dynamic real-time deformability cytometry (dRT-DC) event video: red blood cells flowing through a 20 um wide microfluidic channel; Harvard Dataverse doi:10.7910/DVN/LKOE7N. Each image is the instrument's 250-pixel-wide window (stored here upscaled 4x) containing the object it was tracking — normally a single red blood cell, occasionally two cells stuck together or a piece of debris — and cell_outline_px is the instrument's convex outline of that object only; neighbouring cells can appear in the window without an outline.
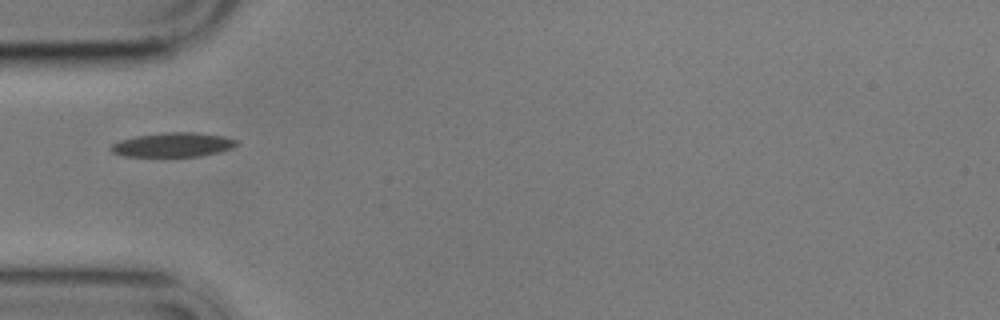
{"species": "common noctule bat (a hibernating species)", "species_latin": "Nyctalus noctula", "temperature_condition": "cold", "stored_images_in_passage": 1, "camera_frame_rate_fps": 3000, "um_per_image_px": 0.085, "animal": {"sex": "male", "body_mass_g": 17.9}, "frame": {"image": 1, "passage_image": 1, "time_ms": 0.0, "image_size_px": [1000, 320], "cell_outline_px": [[240, 144], [232, 148], [220, 152], [200, 156], [124, 156], [112, 152], [108, 148], [112, 144], [120, 140], [136, 136], [164, 132], [196, 132], [224, 136], [236, 140]], "centroid_in_image_um": [14.72, 12.3], "position_along_channel_um": 70.3, "area_um2": 17.86}}